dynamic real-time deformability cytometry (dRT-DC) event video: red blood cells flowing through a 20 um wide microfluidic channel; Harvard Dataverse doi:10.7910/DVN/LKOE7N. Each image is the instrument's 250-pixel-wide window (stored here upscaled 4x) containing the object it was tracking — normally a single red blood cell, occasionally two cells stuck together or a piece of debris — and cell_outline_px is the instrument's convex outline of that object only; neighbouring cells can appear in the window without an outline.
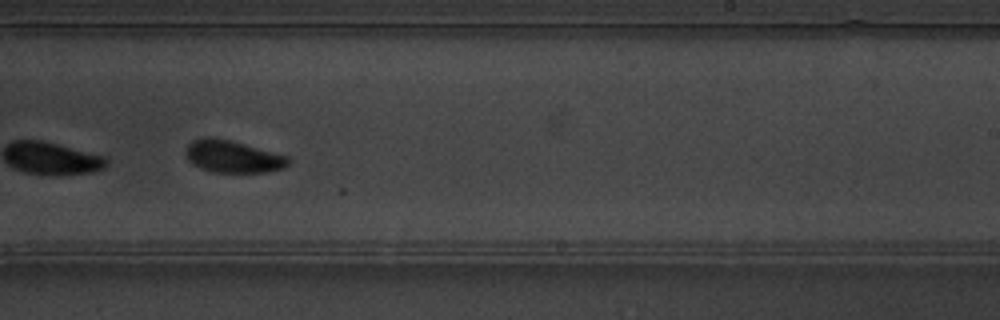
{"species": "common noctule bat (a hibernating species)", "species_latin": "Nyctalus noctula", "temperature_condition": "warm", "stored_images_in_passage": 12, "camera_frame_rate_fps": 3000, "um_per_image_px": 0.085, "animal": {"sex": "male", "body_mass_g": 19.5, "forearm_length_mm": 54.6}, "frame": {"image": 1, "passage_image": 7, "time_ms": 2.0, "image_size_px": [1000, 320], "cell_outline_px": [[292, 160], [284, 168], [268, 172], [212, 172], [200, 168], [192, 164], [188, 160], [184, 152], [188, 144], [192, 140], [204, 136], [208, 136], [228, 140], [244, 144], [288, 156]], "centroid_in_image_um": [19.76, 13.31], "position_along_channel_um": 269.2, "area_um2": 19.36}}